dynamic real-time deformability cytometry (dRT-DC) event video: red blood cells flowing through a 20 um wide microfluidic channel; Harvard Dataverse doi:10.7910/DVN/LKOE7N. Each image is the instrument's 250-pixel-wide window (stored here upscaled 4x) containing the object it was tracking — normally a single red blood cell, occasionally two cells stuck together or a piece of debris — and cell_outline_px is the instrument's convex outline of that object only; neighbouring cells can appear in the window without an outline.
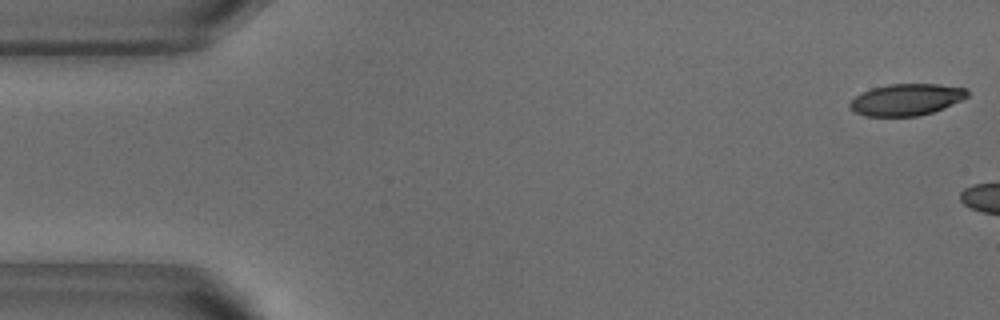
{"species": "common noctule bat (a hibernating species)", "species_latin": "Nyctalus noctula", "temperature_condition": "warm", "stored_images_in_passage": 5, "camera_frame_rate_fps": 3000, "um_per_image_px": 0.085, "animal": {"sex": "male", "body_mass_g": 18.8}, "frame": {"image": 1, "passage_image": 1, "time_ms": 0.0, "image_size_px": [1000, 320], "cell_outline_px": [[968, 96], [960, 100], [932, 112], [916, 116], [864, 116], [856, 112], [848, 104], [856, 96], [872, 88], [888, 84], [940, 84], [964, 88], [968, 92]], "centroid_in_image_um": [77.02, 8.46], "position_along_channel_um": 8.0, "area_um2": 21.27}}